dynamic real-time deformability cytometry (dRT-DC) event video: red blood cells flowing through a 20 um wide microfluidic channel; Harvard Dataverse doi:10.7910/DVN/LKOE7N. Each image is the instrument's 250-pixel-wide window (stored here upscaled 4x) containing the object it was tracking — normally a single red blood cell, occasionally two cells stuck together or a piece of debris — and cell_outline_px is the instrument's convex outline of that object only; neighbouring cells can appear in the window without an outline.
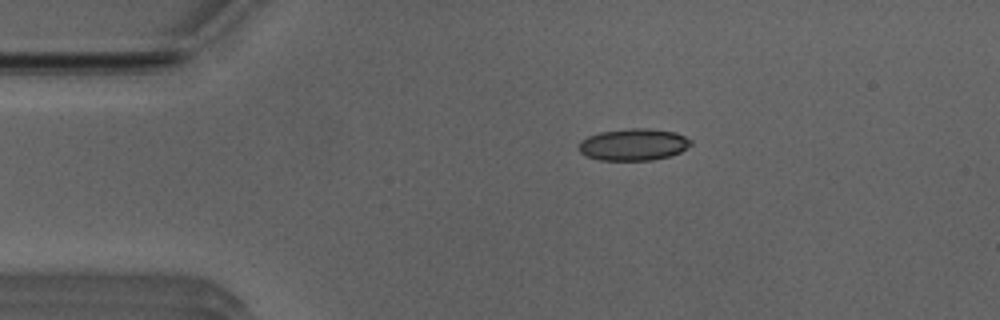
{"species": "Egyptian fruit bat (a non-hibernating species)", "species_latin": "Rousettus aegyptiacus", "temperature_condition": "room temperature", "stored_images_in_passage": 42, "camera_frame_rate_fps": 3000, "um_per_image_px": 0.085, "animal": {"sex": "male"}, "frame": {"image": 1, "passage_image": 1, "time_ms": 0.0, "image_size_px": [1000, 320], "cell_outline_px": [[692, 144], [680, 152], [668, 156], [652, 160], [600, 160], [588, 156], [580, 152], [580, 140], [588, 136], [600, 132], [632, 128], [644, 128], [676, 132], [692, 140]], "centroid_in_image_um": [53.86, 12.28], "position_along_channel_um": 31.1, "area_um2": 20.63}}
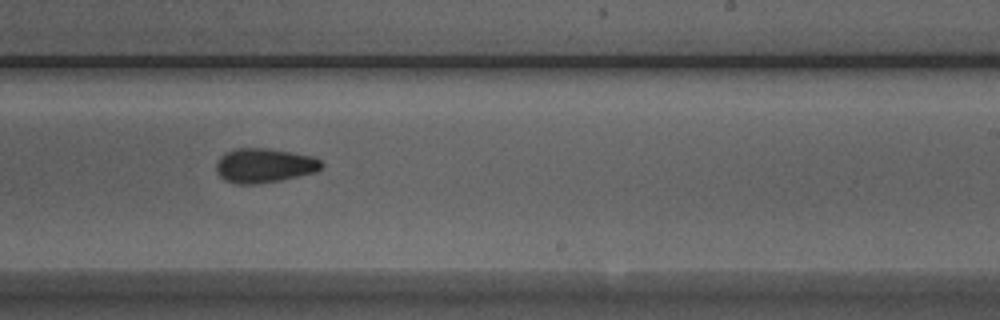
{"frame": {"image": 2, "passage_image": 22, "time_ms": 7.0, "image_size_px": [1000, 320], "cell_outline_px": [[324, 164], [316, 172], [280, 180], [256, 184], [236, 184], [224, 180], [216, 172], [216, 164], [220, 156], [224, 152], [236, 148], [264, 148], [292, 152], [312, 156], [320, 160]], "centroid_in_image_um": [22.43, 14.06], "position_along_channel_um": 266.6, "area_um2": 21.15}}
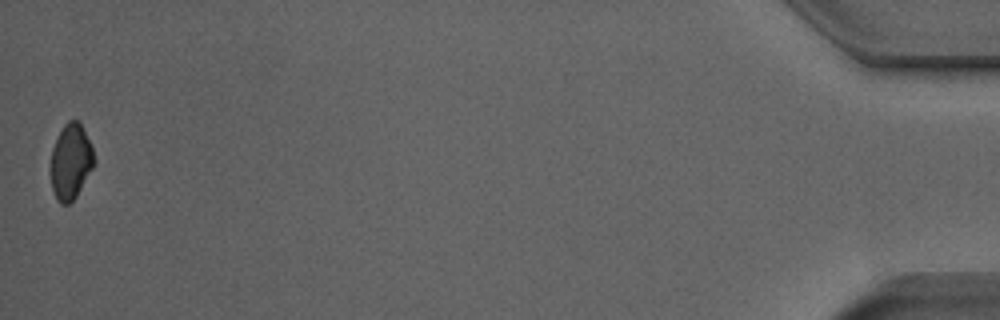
{"frame": {"image": 3, "passage_image": 42, "time_ms": 13.667, "image_size_px": [1000, 320], "cell_outline_px": [[96, 160], [92, 168], [76, 196], [68, 204], [60, 204], [56, 200], [52, 188], [52, 148], [64, 124], [68, 120], [80, 120], [92, 144]], "centroid_in_image_um": [6.05, 13.7], "position_along_channel_um": 429.2, "area_um2": 19.02}, "authors_computed_cell_mechanics": {"area_um2": 20.6635, "velocity_mm_per_s": 3.9881, "shape_relaxation_time_tau1_ms": 9.3516, "shape_relaxation_time_tau2_ms": 4.2142, "deformation_change_tau1": 0.1588, "deformation_change_tau2": 0.0917}}